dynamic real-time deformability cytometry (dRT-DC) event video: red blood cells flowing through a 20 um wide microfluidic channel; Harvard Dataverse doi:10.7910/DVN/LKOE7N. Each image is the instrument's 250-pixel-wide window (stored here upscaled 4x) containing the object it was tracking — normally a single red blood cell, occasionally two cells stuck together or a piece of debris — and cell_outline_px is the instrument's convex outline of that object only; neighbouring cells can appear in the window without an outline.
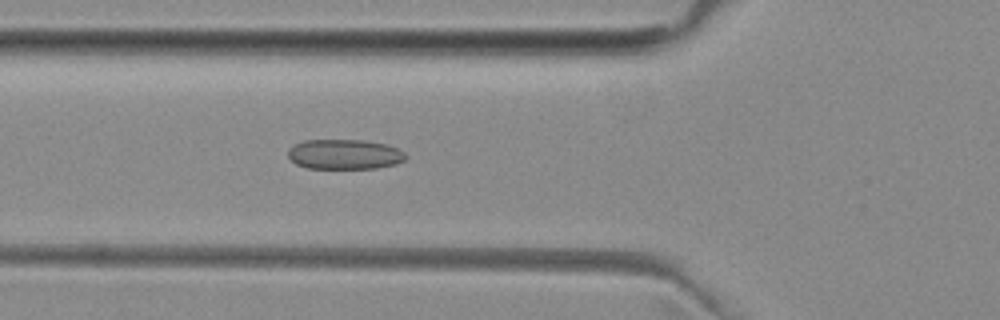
{"species": "common noctule bat (a hibernating species)", "species_latin": "Nyctalus noctula", "temperature_condition": "room temperature", "stored_images_in_passage": 50, "camera_frame_rate_fps": 3000, "um_per_image_px": 0.085, "animal": {"sex": "female", "body_mass_g": 29.2, "forearm_length_mm": 56.3}, "frame": {"image": 1, "passage_image": 17, "time_ms": 5.333, "image_size_px": [1000, 320], "cell_outline_px": [[408, 156], [404, 160], [396, 164], [376, 168], [308, 168], [296, 164], [288, 156], [288, 148], [304, 140], [364, 140], [384, 144], [396, 148], [404, 152]], "centroid_in_image_um": [29.28, 13.11], "position_along_channel_um": 96.5, "area_um2": 20.46}}
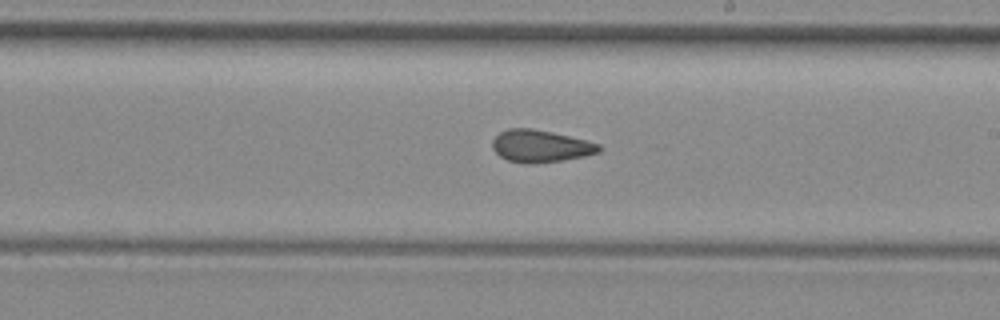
{"frame": {"image": 2, "passage_image": 28, "time_ms": 9.0, "image_size_px": [1000, 320], "cell_outline_px": [[604, 148], [600, 152], [584, 156], [560, 160], [508, 160], [500, 156], [492, 148], [492, 140], [500, 132], [508, 128], [532, 128], [552, 132], [588, 140], [600, 144]], "centroid_in_image_um": [46.0, 12.35], "position_along_channel_um": 243.0, "area_um2": 19.31}}
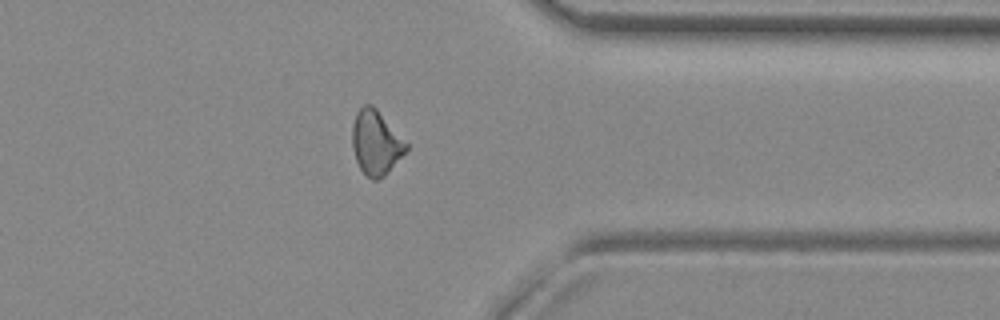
{"frame": {"image": 3, "passage_image": 39, "time_ms": 12.667, "image_size_px": [1000, 320], "cell_outline_px": [[408, 148], [384, 176], [376, 180], [372, 180], [360, 168], [356, 160], [352, 148], [352, 128], [356, 112], [364, 104], [372, 104], [376, 108], [408, 144]], "centroid_in_image_um": [31.93, 12.11], "position_along_channel_um": 379.5, "area_um2": 19.94}, "authors_computed_cell_mechanics": {"area_um2": 20.1433, "velocity_mm_per_s": 3.988, "shape_relaxation_time_tau1_ms": null, "shape_relaxation_time_tau2_ms": 2.6252, "deformation_change_tau1": null, "deformation_change_tau2": 0.1019}}